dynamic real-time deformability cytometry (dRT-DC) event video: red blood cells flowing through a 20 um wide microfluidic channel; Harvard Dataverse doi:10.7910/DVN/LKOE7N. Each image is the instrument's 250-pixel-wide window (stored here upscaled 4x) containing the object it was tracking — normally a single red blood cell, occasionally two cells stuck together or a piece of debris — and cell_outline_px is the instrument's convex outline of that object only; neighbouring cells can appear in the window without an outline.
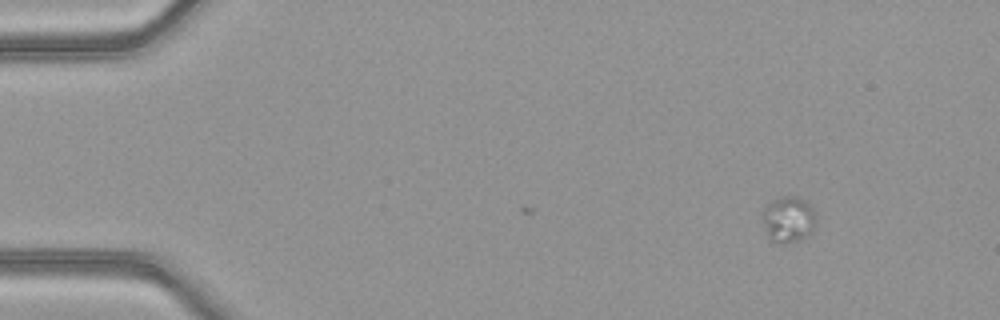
{"species": "common noctule bat (a hibernating species)", "species_latin": "Nyctalus noctula", "temperature_condition": "warm", "stored_images_in_passage": 2, "camera_frame_rate_fps": 3000, "um_per_image_px": 0.085, "animal": {"sex": "female", "body_mass_g": 21.9}, "frame": {"image": 1, "passage_image": 2, "time_ms": 0.333, "image_size_px": [1000, 320], "cell_outline_px": [[816, 224], [812, 232], [808, 236], [800, 240], [784, 244], [772, 240], [768, 236], [760, 216], [764, 208], [772, 200], [780, 196], [800, 196], [816, 212]], "centroid_in_image_um": [67.02, 18.64], "position_along_channel_um": 18.0, "area_um2": 14.74}}